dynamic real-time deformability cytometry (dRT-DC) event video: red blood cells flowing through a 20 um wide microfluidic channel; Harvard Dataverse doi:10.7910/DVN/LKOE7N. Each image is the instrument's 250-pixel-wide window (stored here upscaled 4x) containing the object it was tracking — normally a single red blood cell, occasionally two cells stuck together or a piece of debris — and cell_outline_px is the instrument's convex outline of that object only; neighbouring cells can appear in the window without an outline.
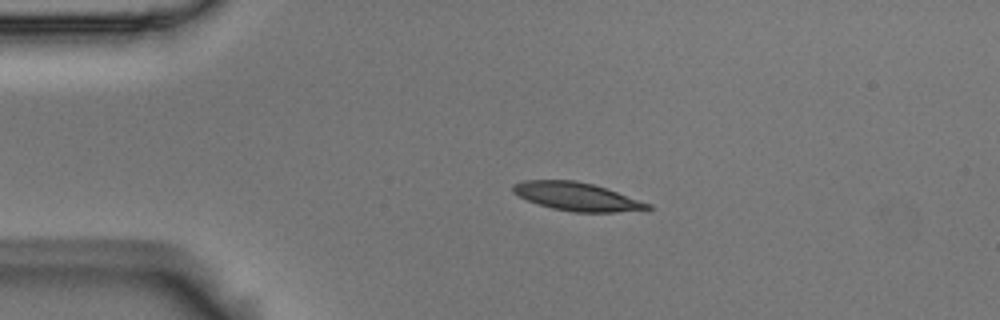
{"species": "Egyptian fruit bat (a non-hibernating species)", "species_latin": "Rousettus aegyptiacus", "temperature_condition": "room temperature", "stored_images_in_passage": 2, "camera_frame_rate_fps": 3000, "um_per_image_px": 0.085, "animal": {"sex": "male"}, "frame": {"image": 1, "passage_image": 1, "time_ms": 0.0, "image_size_px": [1000, 320], "cell_outline_px": [[652, 208], [616, 212], [572, 212], [552, 208], [528, 200], [512, 192], [512, 184], [524, 180], [576, 180], [608, 188], [652, 204]], "centroid_in_image_um": [49.04, 16.7], "position_along_channel_um": 36.0, "area_um2": 22.14}}
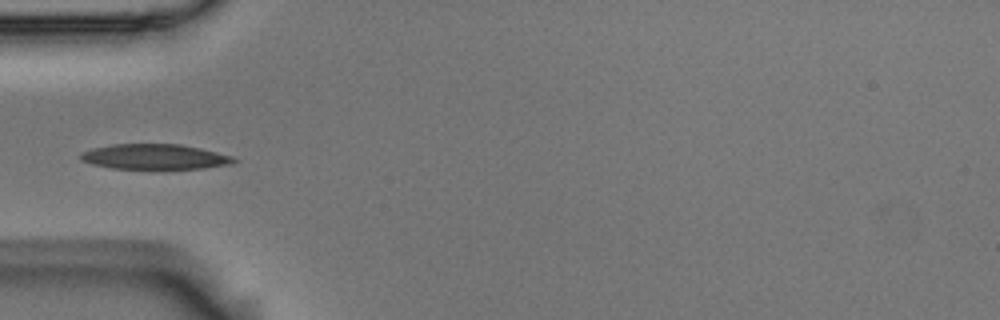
{"frame": {"image": 2, "passage_image": 2, "time_ms": 0.333, "image_size_px": [1000, 320], "cell_outline_px": [[240, 160], [232, 164], [204, 168], [112, 168], [92, 164], [80, 160], [80, 152], [92, 148], [112, 144], [180, 144], [200, 148], [232, 156]], "centroid_in_image_um": [13.15, 13.31], "position_along_channel_um": 71.8, "area_um2": 22.43}}